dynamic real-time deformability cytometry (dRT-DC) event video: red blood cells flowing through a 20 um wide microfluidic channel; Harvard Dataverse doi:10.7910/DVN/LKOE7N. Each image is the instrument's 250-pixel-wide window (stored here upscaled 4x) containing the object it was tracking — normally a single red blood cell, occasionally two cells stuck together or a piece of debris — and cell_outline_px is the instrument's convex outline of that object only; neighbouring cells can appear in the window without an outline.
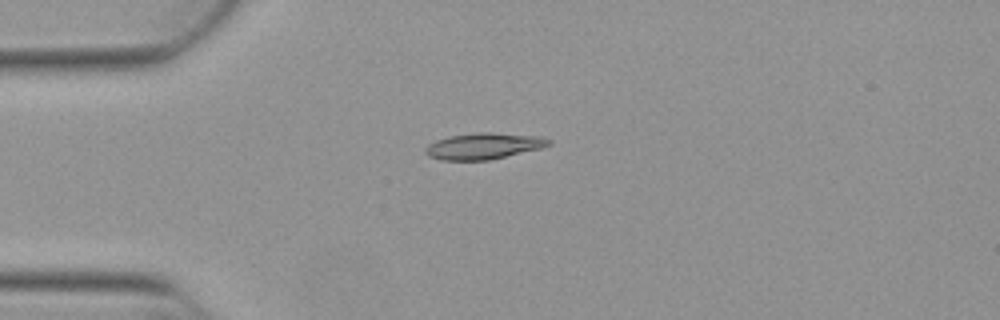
{"species": "Egyptian fruit bat (a non-hibernating species)", "species_latin": "Rousettus aegyptiacus", "temperature_condition": "warm", "stored_images_in_passage": 40, "camera_frame_rate_fps": 3000, "um_per_image_px": 0.085, "animal": {"sex": "female"}, "frame": {"image": 1, "passage_image": 1, "time_ms": 0.0, "image_size_px": [1000, 320], "cell_outline_px": [[552, 144], [540, 148], [488, 160], [440, 160], [428, 156], [424, 152], [424, 148], [428, 144], [436, 140], [448, 136], [476, 132], [492, 132], [540, 136], [552, 140]], "centroid_in_image_um": [41.08, 12.4], "position_along_channel_um": 43.9, "area_um2": 18.96}}
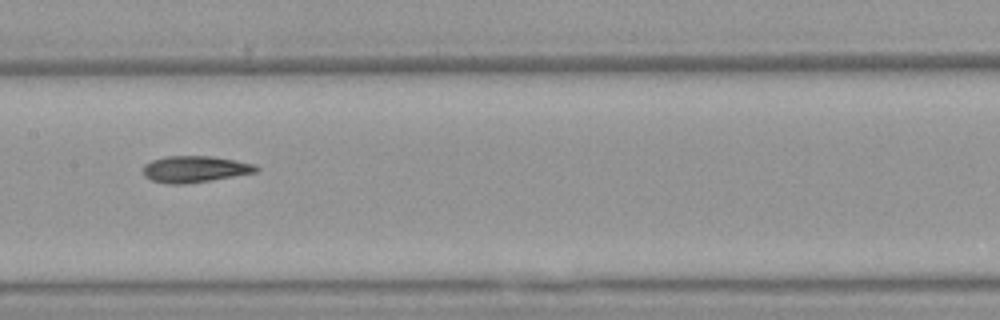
{"frame": {"image": 2, "passage_image": 14, "time_ms": 4.333, "image_size_px": [1000, 320], "cell_outline_px": [[260, 168], [256, 172], [212, 180], [184, 184], [168, 184], [152, 180], [144, 176], [144, 164], [152, 160], [168, 156], [212, 156], [256, 164]], "centroid_in_image_um": [16.58, 14.37], "position_along_channel_um": 190.8, "area_um2": 17.4}}
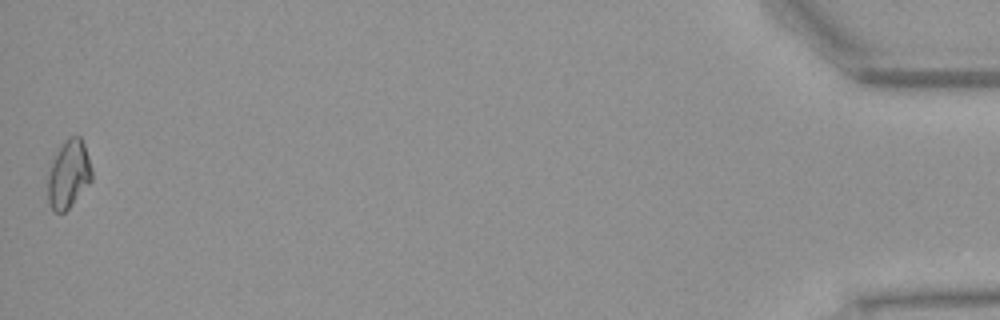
{"frame": {"image": 3, "passage_image": 40, "time_ms": 13.0, "image_size_px": [1000, 320], "cell_outline_px": [[92, 180], [68, 208], [64, 212], [52, 212], [48, 204], [48, 176], [52, 164], [64, 140], [68, 136], [80, 136], [84, 144], [92, 168]], "centroid_in_image_um": [5.84, 14.82], "position_along_channel_um": 429.4, "area_um2": 17.17}, "authors_computed_cell_mechanics": {"area_um2": 17.1666, "velocity_mm_per_s": 3.8674, "shape_relaxation_time_tau1_ms": 8.959, "shape_relaxation_time_tau2_ms": 6.3665, "deformation_change_tau1": 0.223, "deformation_change_tau2": 0.1302}}